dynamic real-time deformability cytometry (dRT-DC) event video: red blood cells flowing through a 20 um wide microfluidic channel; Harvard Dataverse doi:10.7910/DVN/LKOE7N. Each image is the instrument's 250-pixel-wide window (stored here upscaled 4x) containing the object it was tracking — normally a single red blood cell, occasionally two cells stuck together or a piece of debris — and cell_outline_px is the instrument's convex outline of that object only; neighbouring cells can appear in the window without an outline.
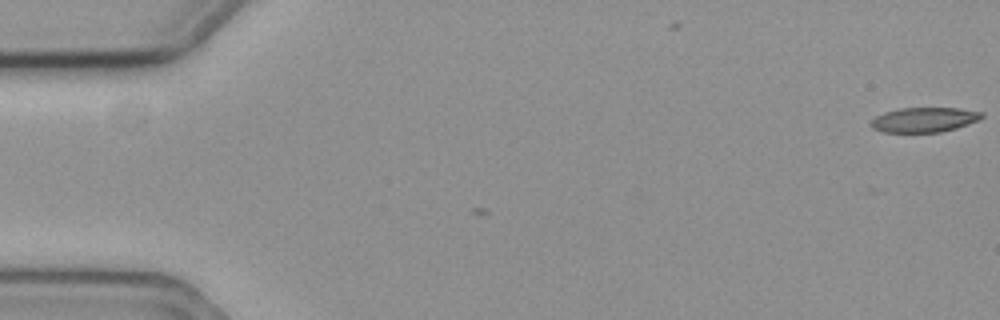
{"species": "common noctule bat (a hibernating species)", "species_latin": "Nyctalus noctula", "temperature_condition": "cold", "stored_images_in_passage": 4, "camera_frame_rate_fps": 3000, "um_per_image_px": 0.085, "animal": {"sex": "female", "body_mass_g": 19.3, "forearm_length_mm": 54.1}, "frame": {"image": 1, "passage_image": 1, "time_ms": 0.0, "image_size_px": [1000, 320], "cell_outline_px": [[984, 116], [980, 120], [956, 128], [940, 132], [884, 132], [872, 128], [872, 120], [876, 116], [884, 112], [900, 108], [960, 108], [984, 112]], "centroid_in_image_um": [78.61, 10.17], "position_along_channel_um": 6.4, "area_um2": 16.01}}